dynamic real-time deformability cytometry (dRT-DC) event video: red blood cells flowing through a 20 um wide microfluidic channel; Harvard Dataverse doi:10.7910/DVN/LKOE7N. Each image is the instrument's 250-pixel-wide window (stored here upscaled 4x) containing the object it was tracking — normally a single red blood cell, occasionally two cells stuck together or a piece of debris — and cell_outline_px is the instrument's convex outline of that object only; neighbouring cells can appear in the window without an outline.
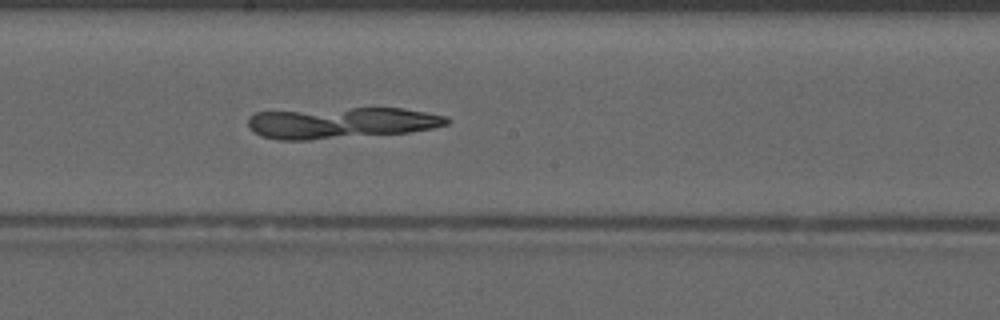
{"species": "common noctule bat (a hibernating species)", "species_latin": "Nyctalus noctula", "temperature_condition": "warm", "stored_images_in_passage": 51, "camera_frame_rate_fps": 3000, "um_per_image_px": 0.085, "animal": {"sex": "male", "forearm_length_mm": 52.5}, "frame": {"image": 1, "passage_image": 29, "time_ms": 9.333, "image_size_px": [1000, 320], "cell_outline_px": [[452, 120], [448, 124], [432, 128], [408, 132], [308, 140], [280, 140], [260, 136], [252, 132], [248, 128], [248, 116], [256, 112], [352, 108], [404, 108], [448, 116]], "centroid_in_image_um": [29.0, 10.44], "position_along_channel_um": 219.2, "area_um2": 36.18}}
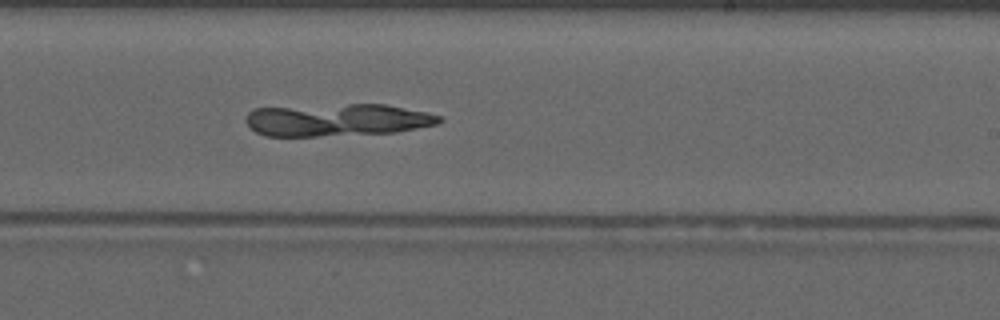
{"frame": {"image": 2, "passage_image": 32, "time_ms": 10.333, "image_size_px": [1000, 320], "cell_outline_px": [[444, 120], [440, 124], [396, 132], [316, 136], [268, 136], [256, 132], [244, 120], [248, 112], [252, 108], [348, 104], [384, 104], [428, 112], [440, 116]], "centroid_in_image_um": [28.68, 10.19], "position_along_channel_um": 260.3, "area_um2": 36.65}}
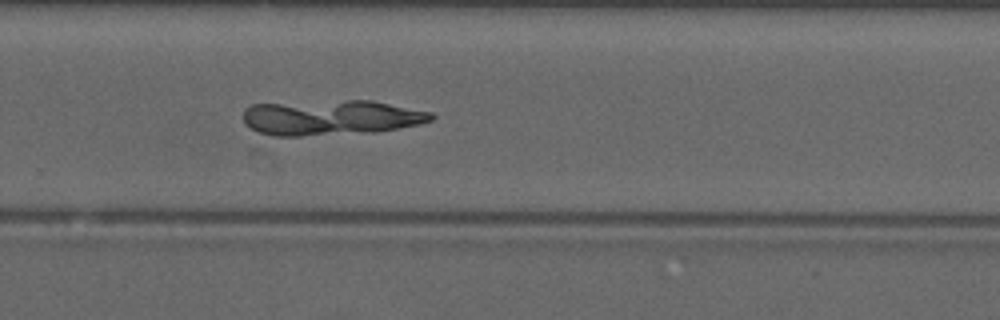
{"frame": {"image": 3, "passage_image": 35, "time_ms": 11.333, "image_size_px": [1000, 320], "cell_outline_px": [[436, 116], [432, 120], [420, 124], [400, 128], [376, 132], [300, 136], [272, 136], [256, 132], [244, 124], [244, 108], [252, 104], [348, 100], [372, 100], [432, 112]], "centroid_in_image_um": [28.13, 10.0], "position_along_channel_um": 301.7, "area_um2": 38.96}}